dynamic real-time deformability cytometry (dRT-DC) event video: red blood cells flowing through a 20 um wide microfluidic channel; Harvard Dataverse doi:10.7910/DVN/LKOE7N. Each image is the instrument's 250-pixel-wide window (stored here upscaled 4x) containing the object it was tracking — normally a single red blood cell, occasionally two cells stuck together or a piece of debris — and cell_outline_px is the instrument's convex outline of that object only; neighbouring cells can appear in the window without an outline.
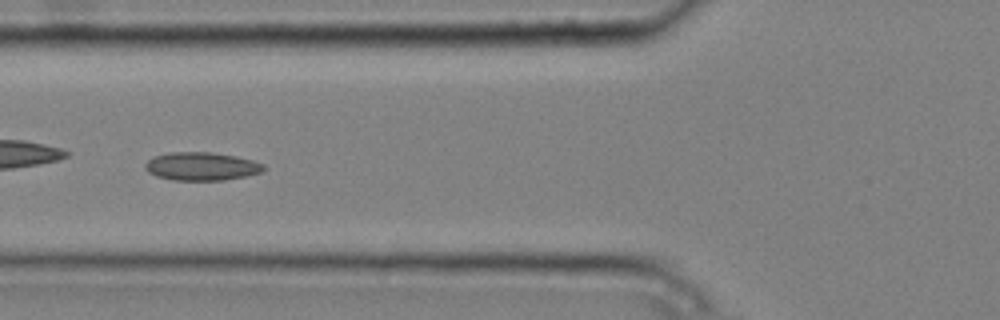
{"species": "common noctule bat (a hibernating species)", "species_latin": "Nyctalus noctula", "temperature_condition": "cold", "stored_images_in_passage": 7, "camera_frame_rate_fps": 3000, "um_per_image_px": 0.085, "animal": {"sex": "male", "body_mass_g": 20.4}, "frame": {"image": 1, "passage_image": 5, "time_ms": 1.333, "image_size_px": [1000, 320], "cell_outline_px": [[264, 168], [260, 172], [244, 176], [224, 180], [172, 180], [156, 176], [148, 172], [144, 168], [144, 164], [148, 160], [156, 156], [172, 152], [212, 152], [236, 156], [252, 160], [264, 164]], "centroid_in_image_um": [17.1, 14.14], "position_along_channel_um": 108.7, "area_um2": 19.36}}
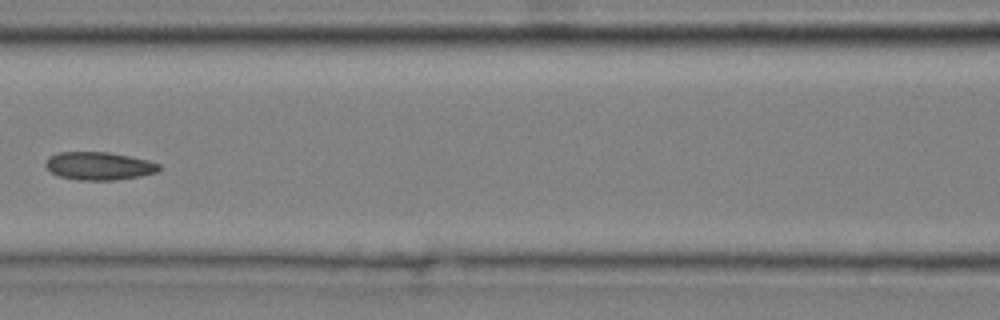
{"frame": {"image": 2, "passage_image": 6, "time_ms": 1.667, "image_size_px": [1000, 320], "cell_outline_px": [[160, 168], [156, 172], [140, 176], [116, 180], [80, 180], [60, 176], [52, 172], [44, 164], [48, 156], [56, 152], [108, 152], [148, 160], [160, 164]], "centroid_in_image_um": [8.4, 14.1], "position_along_channel_um": 158.2, "area_um2": 18.44}}
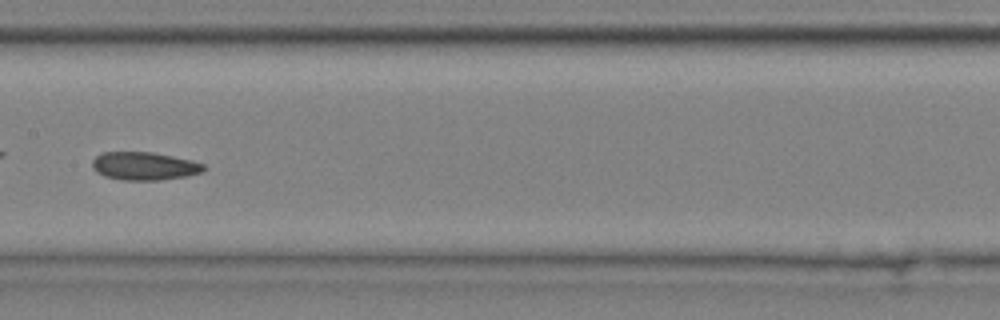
{"frame": {"image": 3, "passage_image": 7, "time_ms": 2.0, "image_size_px": [1000, 320], "cell_outline_px": [[208, 168], [204, 172], [184, 176], [160, 180], [120, 180], [104, 176], [96, 172], [92, 168], [92, 160], [96, 156], [104, 152], [152, 152], [192, 160], [204, 164]], "centroid_in_image_um": [12.27, 14.12], "position_along_channel_um": 195.1, "area_um2": 18.38}}